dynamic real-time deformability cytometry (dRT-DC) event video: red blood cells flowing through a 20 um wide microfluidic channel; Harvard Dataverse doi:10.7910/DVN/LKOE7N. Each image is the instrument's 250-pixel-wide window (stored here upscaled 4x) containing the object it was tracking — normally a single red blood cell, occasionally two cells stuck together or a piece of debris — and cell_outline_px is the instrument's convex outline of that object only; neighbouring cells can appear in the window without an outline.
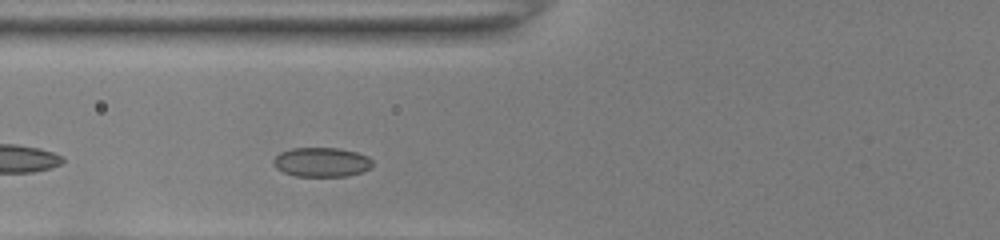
{"species": "common noctule bat (a hibernating species)", "species_latin": "Nyctalus noctula", "temperature_condition": "room temperature", "stored_images_in_passage": 34, "camera_frame_rate_fps": 3000, "um_per_image_px": 0.085, "animal": {"sex": "female", "body_mass_g": 22.0, "forearm_length_mm": 56.7}, "frame": {"image": 1, "passage_image": 6, "time_ms": 1.667, "image_size_px": [1000, 240], "cell_outline_px": [[372, 168], [348, 176], [296, 176], [284, 172], [276, 168], [272, 164], [272, 160], [280, 152], [292, 148], [340, 148], [356, 152], [368, 156], [372, 160]], "centroid_in_image_um": [27.33, 13.78], "position_along_channel_um": 98.5, "area_um2": 17.05}}
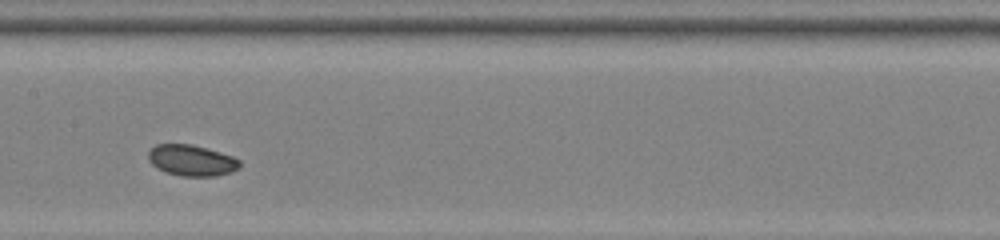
{"frame": {"image": 2, "passage_image": 13, "time_ms": 4.0, "image_size_px": [1000, 240], "cell_outline_px": [[240, 168], [232, 172], [216, 176], [180, 176], [164, 172], [156, 168], [148, 160], [148, 152], [156, 144], [188, 144], [220, 152], [232, 156], [240, 160]], "centroid_in_image_um": [16.28, 13.65], "position_along_channel_um": 191.1, "area_um2": 16.59}}
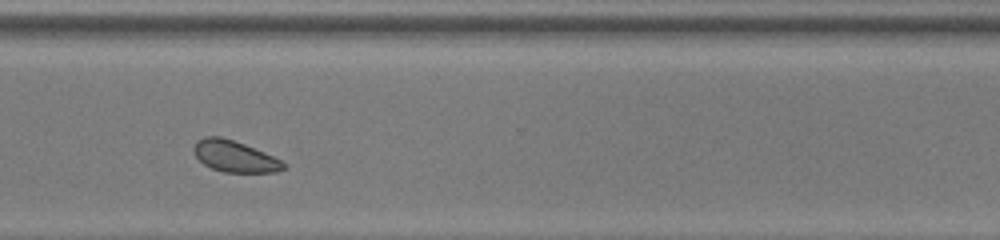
{"frame": {"image": 3, "passage_image": 25, "time_ms": 8.0, "image_size_px": [1000, 240], "cell_outline_px": [[284, 168], [276, 172], [224, 172], [212, 168], [204, 164], [196, 156], [192, 148], [196, 140], [204, 136], [220, 136], [244, 144], [264, 152], [280, 160], [284, 164]], "centroid_in_image_um": [19.89, 13.28], "position_along_channel_um": 350.7, "area_um2": 16.18}, "authors_computed_cell_mechanics": {"area_um2": 16.8198, "velocity_mm_per_s": 3.9724, "shape_relaxation_time_tau1_ms": 2.5802, "shape_relaxation_time_tau2_ms": null, "deformation_change_tau1": 0.0596, "deformation_change_tau2": null}}